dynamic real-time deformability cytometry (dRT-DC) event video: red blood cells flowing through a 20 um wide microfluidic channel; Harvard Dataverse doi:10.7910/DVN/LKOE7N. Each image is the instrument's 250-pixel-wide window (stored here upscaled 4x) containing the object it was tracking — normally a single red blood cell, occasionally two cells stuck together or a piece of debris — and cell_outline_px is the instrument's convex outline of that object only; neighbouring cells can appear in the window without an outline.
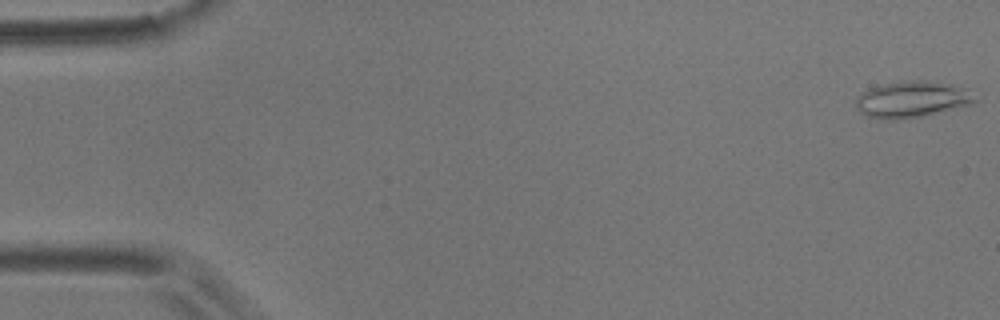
{"species": "common noctule bat (a hibernating species)", "species_latin": "Nyctalus noctula", "temperature_condition": "room temperature", "stored_images_in_passage": 5, "camera_frame_rate_fps": 3000, "um_per_image_px": 0.085, "animal": {"sex": "male", "body_mass_g": 17.9}, "frame": {"image": 1, "passage_image": 1, "time_ms": 0.0, "image_size_px": [1000, 320], "cell_outline_px": [[980, 100], [972, 104], [924, 116], [904, 120], [888, 120], [868, 116], [860, 112], [856, 108], [856, 96], [868, 88], [880, 84], [912, 80], [928, 80], [948, 84], [960, 88]], "centroid_in_image_um": [77.45, 8.46], "position_along_channel_um": 7.5, "area_um2": 25.26}}